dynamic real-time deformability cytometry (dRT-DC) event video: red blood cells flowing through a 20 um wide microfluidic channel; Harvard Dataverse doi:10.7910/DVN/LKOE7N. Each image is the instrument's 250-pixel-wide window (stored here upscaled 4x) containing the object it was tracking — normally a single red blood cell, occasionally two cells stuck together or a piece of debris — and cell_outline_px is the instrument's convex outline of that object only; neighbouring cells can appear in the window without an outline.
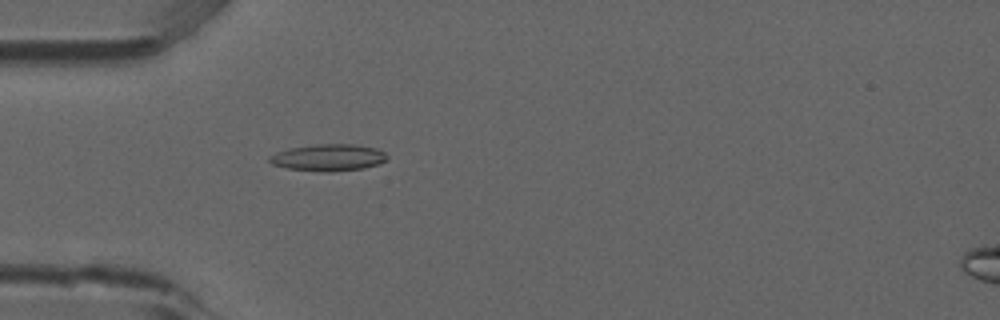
{"species": "common noctule bat (a hibernating species)", "species_latin": "Nyctalus noctula", "temperature_condition": "room temperature", "stored_images_in_passage": 47, "camera_frame_rate_fps": 3000, "um_per_image_px": 0.085, "animal": {"sex": "male", "forearm_length_mm": 52.5}, "frame": {"image": 1, "passage_image": 15, "time_ms": 4.667, "image_size_px": [1000, 320], "cell_outline_px": [[388, 160], [380, 164], [364, 168], [332, 172], [324, 172], [288, 168], [272, 164], [268, 160], [268, 156], [276, 152], [288, 148], [316, 144], [352, 144], [376, 148], [384, 152], [388, 156]], "centroid_in_image_um": [27.93, 13.39], "position_along_channel_um": 57.1, "area_um2": 18.55}}
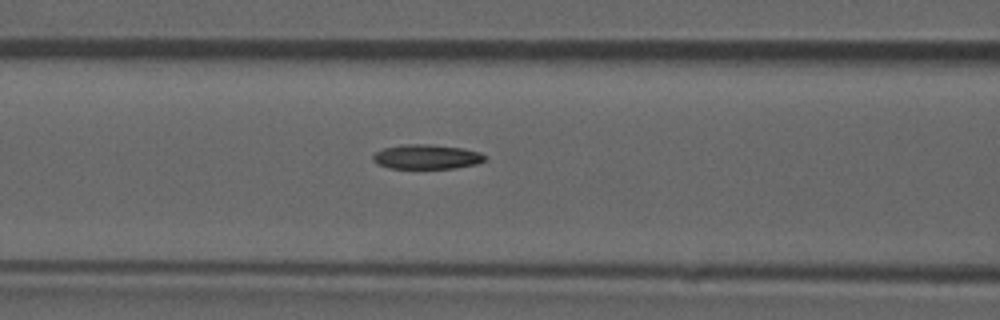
{"frame": {"image": 2, "passage_image": 21, "time_ms": 6.667, "image_size_px": [1000, 320], "cell_outline_px": [[488, 160], [476, 164], [456, 168], [388, 168], [372, 160], [372, 156], [376, 152], [384, 148], [404, 144], [428, 144], [464, 148], [480, 152], [488, 156]], "centroid_in_image_um": [36.33, 13.32], "position_along_channel_um": 130.3, "area_um2": 16.13}}
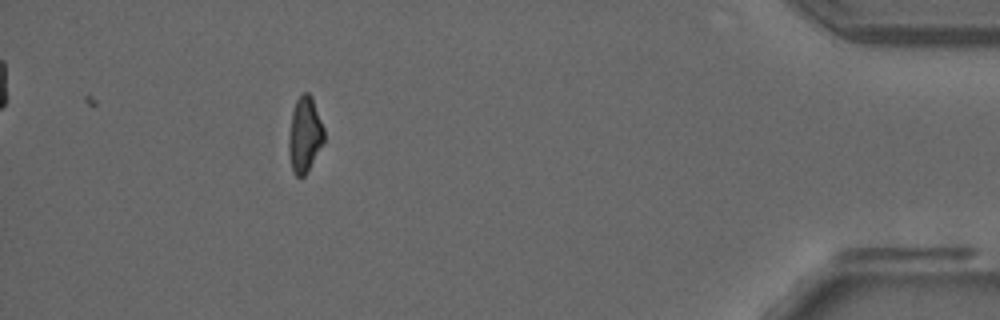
{"frame": {"image": 3, "passage_image": 47, "time_ms": 15.333, "image_size_px": [1000, 320], "cell_outline_px": [[324, 140], [304, 176], [296, 176], [292, 172], [288, 152], [288, 136], [292, 112], [296, 100], [304, 92], [308, 92], [312, 96], [324, 128]], "centroid_in_image_um": [25.88, 11.43], "position_along_channel_um": 409.3, "area_um2": 15.43}, "authors_computed_cell_mechanics": {"area_um2": 16.5886, "velocity_mm_per_s": 3.8871, "shape_relaxation_time_tau1_ms": null, "shape_relaxation_time_tau2_ms": 3.4921, "deformation_change_tau1": null, "deformation_change_tau2": 0.104}}